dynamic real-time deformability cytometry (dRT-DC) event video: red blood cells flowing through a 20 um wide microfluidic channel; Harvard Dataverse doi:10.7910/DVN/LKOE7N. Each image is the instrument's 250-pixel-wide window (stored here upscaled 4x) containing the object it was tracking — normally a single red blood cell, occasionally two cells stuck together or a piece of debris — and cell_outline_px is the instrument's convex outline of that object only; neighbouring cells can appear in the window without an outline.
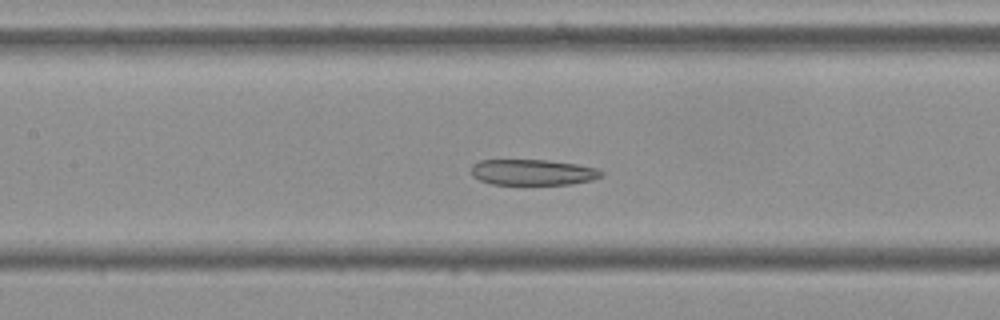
{"species": "Egyptian fruit bat (a non-hibernating species)", "species_latin": "Rousettus aegyptiacus", "temperature_condition": "cold", "stored_images_in_passage": 55, "camera_frame_rate_fps": 3000, "um_per_image_px": 0.085, "frame": {"image": 1, "passage_image": 24, "time_ms": 7.667, "image_size_px": [1000, 320], "cell_outline_px": [[604, 176], [592, 180], [572, 184], [492, 184], [480, 180], [472, 176], [472, 164], [480, 160], [548, 160], [576, 164], [596, 168], [604, 172]], "centroid_in_image_um": [45.31, 14.64], "position_along_channel_um": 162.1, "area_um2": 19.59}}
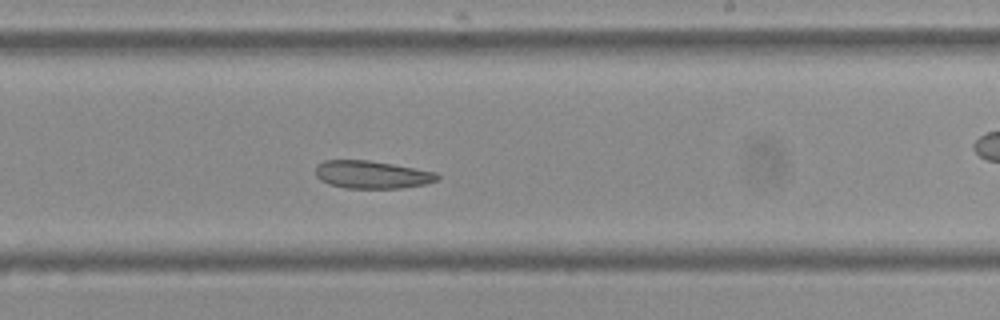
{"frame": {"image": 2, "passage_image": 32, "time_ms": 10.333, "image_size_px": [1000, 320], "cell_outline_px": [[440, 176], [436, 180], [428, 184], [400, 188], [344, 188], [328, 184], [320, 180], [316, 176], [316, 164], [324, 160], [368, 160], [392, 164], [436, 172]], "centroid_in_image_um": [31.59, 14.84], "position_along_channel_um": 257.4, "area_um2": 19.77}}
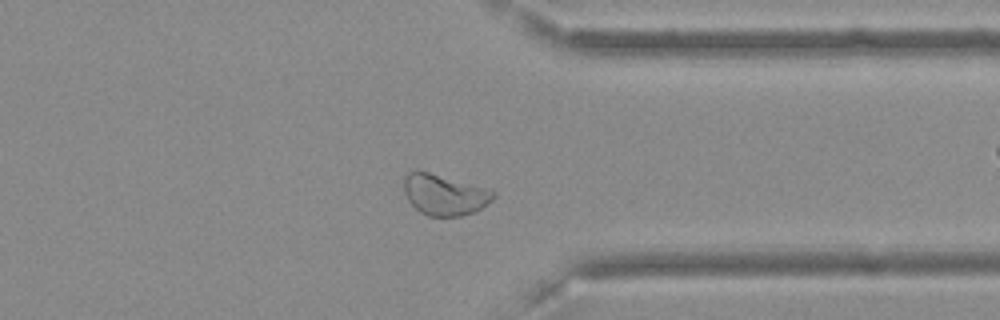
{"frame": {"image": 3, "passage_image": 42, "time_ms": 13.667, "image_size_px": [1000, 320], "cell_outline_px": [[496, 196], [492, 200], [476, 212], [460, 216], [428, 216], [420, 212], [408, 200], [404, 192], [404, 176], [408, 172], [416, 168], [492, 188], [496, 192]], "centroid_in_image_um": [37.81, 16.51], "position_along_channel_um": 373.6, "area_um2": 22.02}, "authors_computed_cell_mechanics": {"area_um2": 23.3512, "velocity_mm_per_s": 3.5819, "shape_relaxation_time_tau1_ms": null, "shape_relaxation_time_tau2_ms": 4.4284, "deformation_change_tau1": null, "deformation_change_tau2": 0.0893}}